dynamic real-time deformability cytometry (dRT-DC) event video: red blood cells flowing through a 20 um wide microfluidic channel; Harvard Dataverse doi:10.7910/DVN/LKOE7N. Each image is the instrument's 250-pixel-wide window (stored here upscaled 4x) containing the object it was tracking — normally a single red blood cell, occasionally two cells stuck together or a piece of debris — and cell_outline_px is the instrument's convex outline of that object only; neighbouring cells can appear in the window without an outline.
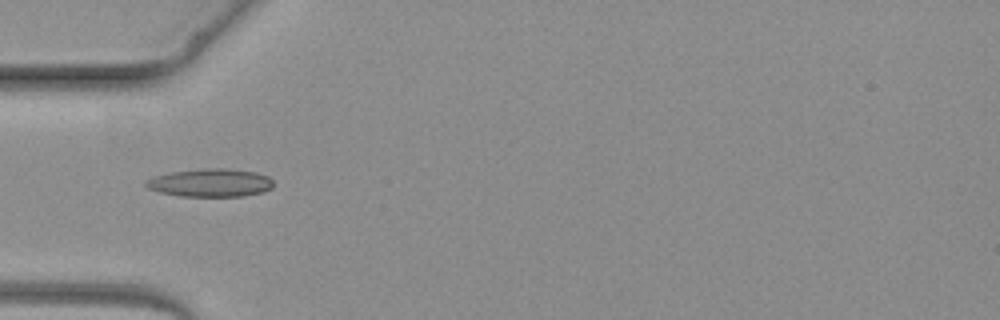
{"species": "common noctule bat (a hibernating species)", "species_latin": "Nyctalus noctula", "temperature_condition": "warm", "stored_images_in_passage": 4, "camera_frame_rate_fps": 3000, "um_per_image_px": 0.085, "animal": {"sex": "female", "body_mass_g": 19.3, "forearm_length_mm": 54.1}, "frame": {"image": 1, "passage_image": 3, "time_ms": 3.667, "image_size_px": [1000, 320], "cell_outline_px": [[272, 188], [264, 192], [244, 196], [180, 196], [160, 192], [148, 188], [144, 184], [144, 180], [152, 176], [172, 172], [204, 168], [228, 168], [256, 172], [268, 176], [272, 180]], "centroid_in_image_um": [17.88, 15.53], "position_along_channel_um": 67.1, "area_um2": 21.04}}
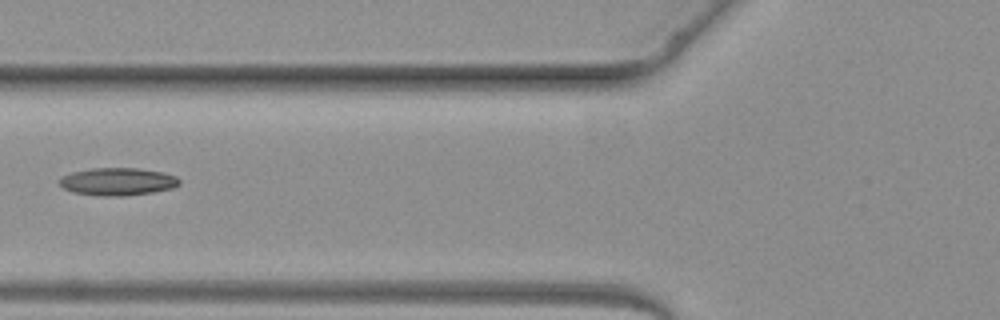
{"frame": {"image": 2, "passage_image": 4, "time_ms": 4.667, "image_size_px": [1000, 320], "cell_outline_px": [[180, 184], [172, 188], [152, 192], [124, 196], [100, 196], [72, 192], [64, 188], [60, 184], [60, 176], [72, 172], [92, 168], [136, 168], [164, 172], [176, 176], [180, 180]], "centroid_in_image_um": [10.0, 15.43], "position_along_channel_um": 115.8, "area_um2": 19.36}}